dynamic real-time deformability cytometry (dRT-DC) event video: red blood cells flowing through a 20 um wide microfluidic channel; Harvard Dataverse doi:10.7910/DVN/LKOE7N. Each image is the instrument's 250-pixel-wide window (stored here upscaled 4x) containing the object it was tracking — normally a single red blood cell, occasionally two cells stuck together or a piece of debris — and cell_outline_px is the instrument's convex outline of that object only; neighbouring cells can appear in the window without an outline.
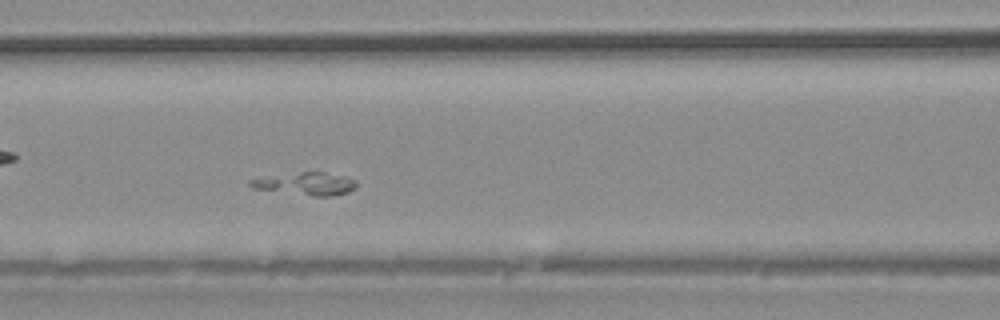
{"species": "common noctule bat (a hibernating species)", "species_latin": "Nyctalus noctula", "temperature_condition": "warm", "stored_images_in_passage": 33, "camera_frame_rate_fps": 3000, "um_per_image_px": 0.085, "animal": {"sex": "male", "body_mass_g": 20.4}, "frame": {"image": 1, "passage_image": 10, "time_ms": 3.0, "image_size_px": [1000, 320], "cell_outline_px": [[356, 188], [348, 192], [332, 196], [312, 196], [252, 188], [248, 184], [248, 180], [300, 172], [324, 172], [344, 176], [356, 180]], "centroid_in_image_um": [26.04, 15.63], "position_along_channel_um": 140.6, "area_um2": 13.81}}